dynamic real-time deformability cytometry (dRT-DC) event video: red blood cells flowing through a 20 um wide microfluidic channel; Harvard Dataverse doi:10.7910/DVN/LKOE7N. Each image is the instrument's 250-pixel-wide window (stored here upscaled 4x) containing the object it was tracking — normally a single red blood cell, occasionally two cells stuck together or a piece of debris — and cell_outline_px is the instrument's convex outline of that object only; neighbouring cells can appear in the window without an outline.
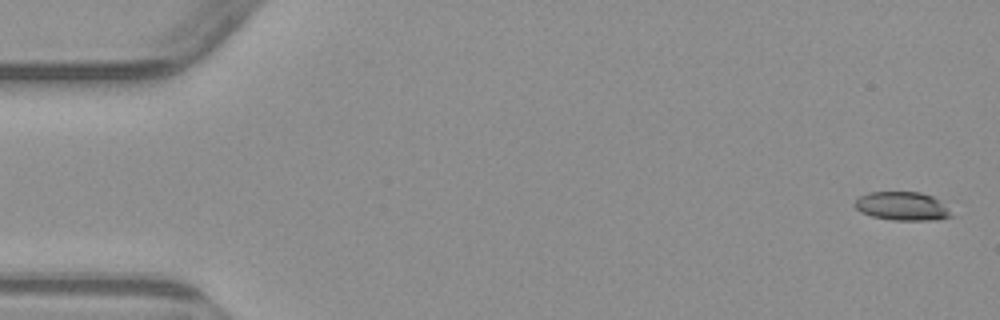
{"species": "common noctule bat (a hibernating species)", "species_latin": "Nyctalus noctula", "temperature_condition": "warm", "stored_images_in_passage": 5, "camera_frame_rate_fps": 3000, "um_per_image_px": 0.085, "animal": {"sex": "male", "body_mass_g": 23.1, "forearm_length_mm": 52.7}, "frame": {"image": 1, "passage_image": 1, "time_ms": 0.0, "image_size_px": [1000, 320], "cell_outline_px": [[952, 216], [936, 220], [892, 220], [872, 216], [860, 212], [852, 204], [860, 196], [868, 192], [920, 192], [932, 196], [940, 200]], "centroid_in_image_um": [76.64, 17.52], "position_along_channel_um": 8.4, "area_um2": 16.01}}
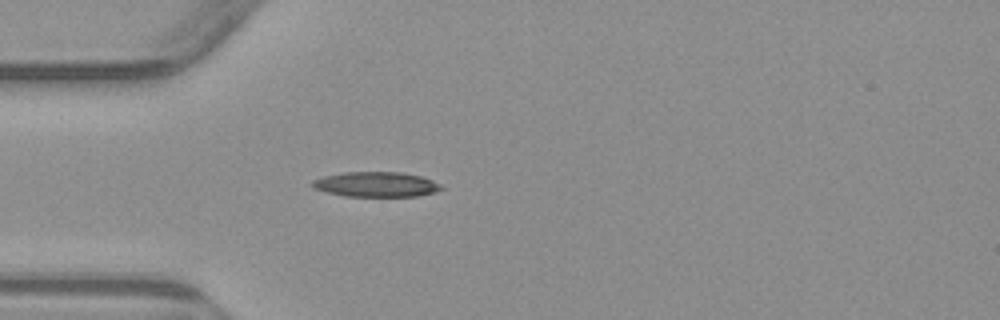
{"frame": {"image": 2, "passage_image": 5, "time_ms": 4.667, "image_size_px": [1000, 320], "cell_outline_px": [[444, 188], [436, 192], [416, 196], [344, 196], [312, 188], [308, 184], [312, 180], [324, 176], [344, 172], [400, 172], [420, 176], [432, 180], [440, 184]], "centroid_in_image_um": [31.94, 15.67], "position_along_channel_um": 53.1, "area_um2": 18.84}}